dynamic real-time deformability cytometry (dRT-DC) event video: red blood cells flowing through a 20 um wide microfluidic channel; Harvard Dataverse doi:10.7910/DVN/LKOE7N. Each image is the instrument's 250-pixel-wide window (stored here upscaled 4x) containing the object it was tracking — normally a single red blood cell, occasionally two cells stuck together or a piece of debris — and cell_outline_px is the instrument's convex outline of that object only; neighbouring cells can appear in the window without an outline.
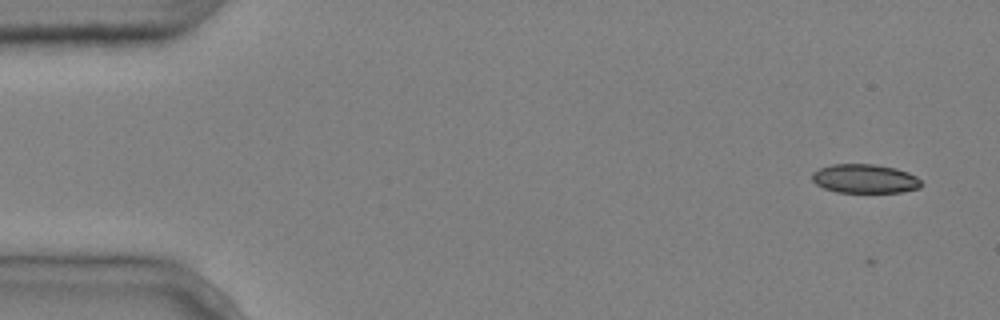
{"species": "common noctule bat (a hibernating species)", "species_latin": "Nyctalus noctula", "temperature_condition": "cold", "stored_images_in_passage": 6, "camera_frame_rate_fps": 3000, "um_per_image_px": 0.085, "animal": {"sex": "male", "body_mass_g": 20.4}, "frame": {"image": 1, "passage_image": 2, "time_ms": 0.333, "image_size_px": [1000, 320], "cell_outline_px": [[924, 184], [920, 188], [900, 192], [836, 192], [824, 188], [816, 184], [812, 180], [812, 172], [820, 168], [832, 164], [876, 164], [896, 168], [908, 172], [916, 176]], "centroid_in_image_um": [73.53, 15.18], "position_along_channel_um": 11.5, "area_um2": 18.55}}